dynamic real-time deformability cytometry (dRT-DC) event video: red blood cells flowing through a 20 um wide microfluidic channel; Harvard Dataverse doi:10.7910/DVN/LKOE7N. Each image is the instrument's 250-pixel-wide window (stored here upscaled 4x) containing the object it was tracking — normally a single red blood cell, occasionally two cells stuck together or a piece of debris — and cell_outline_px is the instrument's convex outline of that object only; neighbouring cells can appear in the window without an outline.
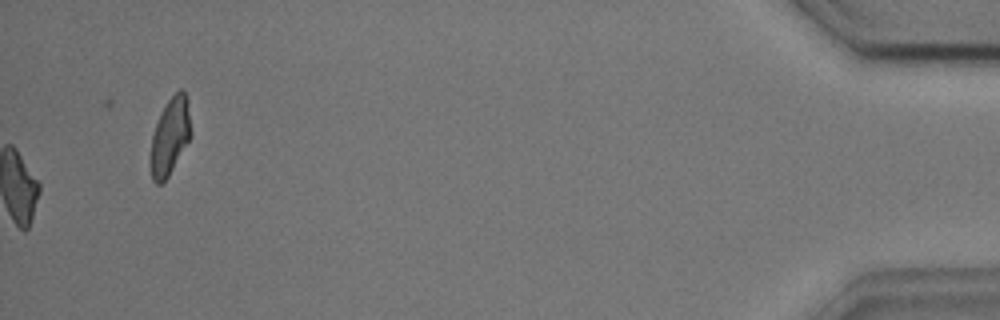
{"species": "common noctule bat (a hibernating species)", "species_latin": "Nyctalus noctula", "temperature_condition": "cold", "stored_images_in_passage": 54, "camera_frame_rate_fps": 3000, "um_per_image_px": 0.085, "animal": {"sex": "male", "body_mass_g": 17.9, "forearm_length_mm": 54.2}, "frame": {"image": 1, "passage_image": 54, "time_ms": 17.667, "image_size_px": [1000, 320], "cell_outline_px": [[192, 136], [168, 176], [160, 184], [156, 184], [152, 180], [148, 160], [152, 136], [160, 112], [168, 100], [180, 88], [184, 92], [188, 100]], "centroid_in_image_um": [14.43, 11.61], "position_along_channel_um": 420.8, "area_um2": 18.44}, "authors_computed_cell_mechanics": {"area_um2": 18.3804, "velocity_mm_per_s": 3.6411, "shape_relaxation_time_tau1_ms": 4.3516, "shape_relaxation_time_tau2_ms": 3.572, "deformation_change_tau1": 0.0977, "deformation_change_tau2": 0.0811}}